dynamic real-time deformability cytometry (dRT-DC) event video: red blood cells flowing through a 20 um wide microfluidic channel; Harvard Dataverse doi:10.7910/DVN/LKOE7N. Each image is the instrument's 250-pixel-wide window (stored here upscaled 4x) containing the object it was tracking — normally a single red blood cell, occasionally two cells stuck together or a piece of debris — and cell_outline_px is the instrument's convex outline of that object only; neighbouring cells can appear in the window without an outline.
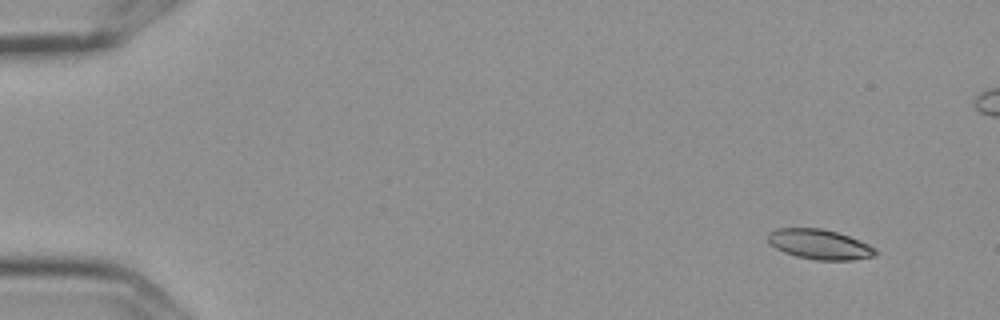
{"species": "Egyptian fruit bat (a non-hibernating species)", "species_latin": "Rousettus aegyptiacus", "temperature_condition": "cold", "stored_images_in_passage": 6, "camera_frame_rate_fps": 3000, "um_per_image_px": 0.085, "frame": {"image": 1, "passage_image": 1, "time_ms": 0.0, "image_size_px": [1000, 320], "cell_outline_px": [[876, 256], [852, 260], [816, 260], [796, 256], [784, 252], [776, 248], [768, 240], [768, 232], [776, 228], [820, 228], [836, 232], [848, 236], [868, 244], [876, 248]], "centroid_in_image_um": [69.66, 20.77], "position_along_channel_um": 15.3, "area_um2": 18.67}}
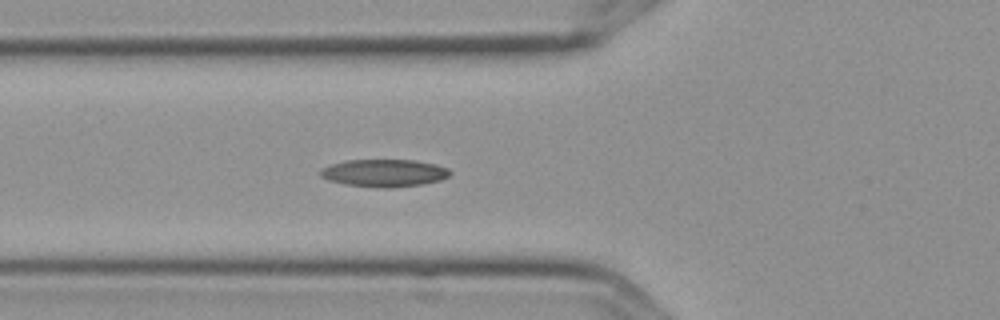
{"frame": {"image": 2, "passage_image": 6, "time_ms": 1.667, "image_size_px": [1000, 320], "cell_outline_px": [[452, 172], [448, 176], [440, 180], [420, 184], [392, 188], [376, 188], [344, 184], [328, 180], [320, 176], [320, 168], [332, 164], [348, 160], [416, 160], [436, 164], [448, 168]], "centroid_in_image_um": [32.64, 14.71], "position_along_channel_um": 93.2, "area_um2": 20.87}}